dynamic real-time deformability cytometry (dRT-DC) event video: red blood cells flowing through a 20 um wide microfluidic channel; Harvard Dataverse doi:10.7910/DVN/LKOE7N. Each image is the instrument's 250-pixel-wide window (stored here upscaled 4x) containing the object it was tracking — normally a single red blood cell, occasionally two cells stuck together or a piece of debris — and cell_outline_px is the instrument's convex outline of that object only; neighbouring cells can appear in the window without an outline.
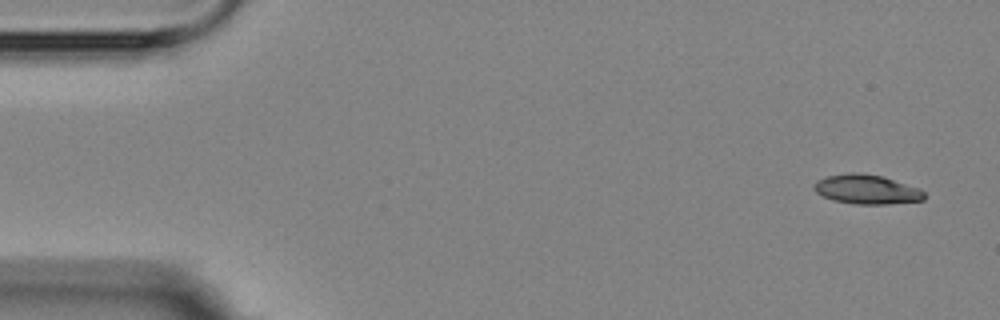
{"species": "Egyptian fruit bat (a non-hibernating species)", "species_latin": "Rousettus aegyptiacus", "temperature_condition": "room temperature", "stored_images_in_passage": 4, "camera_frame_rate_fps": 3000, "um_per_image_px": 0.085, "animal": {"sex": "female"}, "frame": {"image": 1, "passage_image": 1, "time_ms": 0.0, "image_size_px": [1000, 320], "cell_outline_px": [[924, 200], [888, 204], [856, 204], [832, 200], [816, 192], [812, 188], [812, 184], [816, 180], [828, 176], [852, 172], [856, 172], [884, 176], [920, 188], [924, 192]], "centroid_in_image_um": [73.66, 16.09], "position_along_channel_um": 11.3, "area_um2": 19.02}}
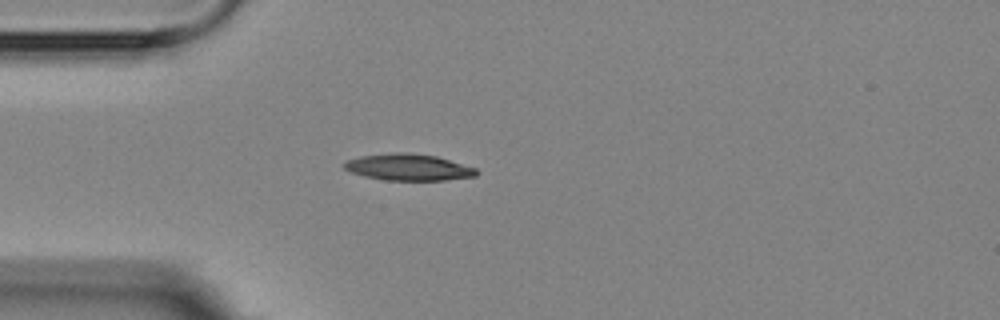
{"frame": {"image": 2, "passage_image": 4, "time_ms": 4.0, "image_size_px": [1000, 320], "cell_outline_px": [[480, 172], [476, 176], [444, 180], [384, 180], [364, 176], [352, 172], [344, 168], [344, 164], [348, 160], [360, 156], [396, 152], [404, 152], [436, 156], [476, 168]], "centroid_in_image_um": [34.74, 14.22], "position_along_channel_um": 50.3, "area_um2": 20.29}}